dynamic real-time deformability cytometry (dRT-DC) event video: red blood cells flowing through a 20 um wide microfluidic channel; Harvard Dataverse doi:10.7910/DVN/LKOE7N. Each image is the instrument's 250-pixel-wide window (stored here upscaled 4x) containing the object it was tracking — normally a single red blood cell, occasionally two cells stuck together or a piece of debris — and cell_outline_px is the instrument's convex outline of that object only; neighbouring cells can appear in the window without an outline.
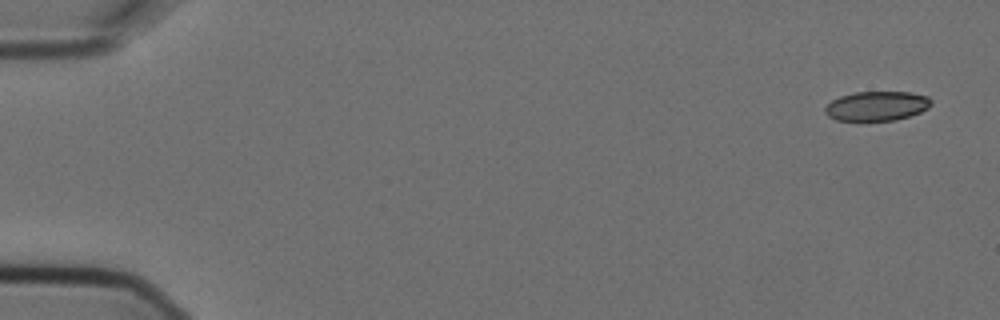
{"species": "Egyptian fruit bat (a non-hibernating species)", "species_latin": "Rousettus aegyptiacus", "temperature_condition": "cold", "stored_images_in_passage": 6, "camera_frame_rate_fps": 3000, "um_per_image_px": 0.085, "animal": {"sex": "female"}, "frame": {"image": 1, "passage_image": 1, "time_ms": 0.0, "image_size_px": [1000, 320], "cell_outline_px": [[932, 104], [928, 108], [920, 112], [896, 120], [860, 124], [836, 120], [828, 116], [824, 112], [824, 108], [832, 100], [840, 96], [856, 92], [908, 92], [928, 96], [932, 100]], "centroid_in_image_um": [74.48, 9.06], "position_along_channel_um": 10.5, "area_um2": 19.02}}
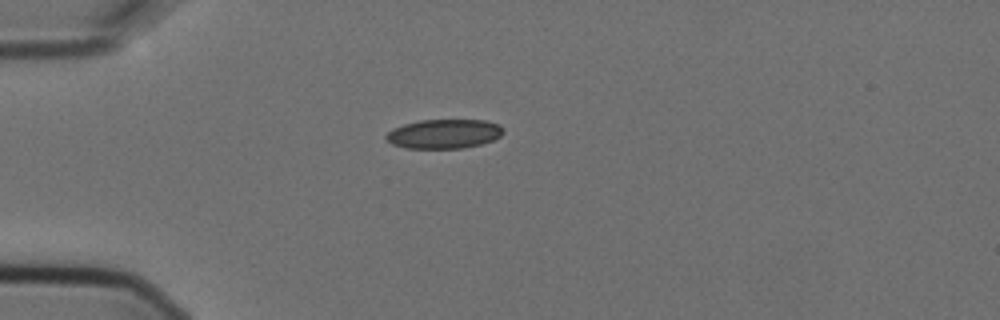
{"frame": {"image": 2, "passage_image": 4, "time_ms": 1.0, "image_size_px": [1000, 320], "cell_outline_px": [[504, 132], [500, 136], [492, 140], [480, 144], [460, 148], [404, 148], [392, 144], [384, 136], [392, 128], [404, 124], [420, 120], [484, 120], [500, 124], [504, 128]], "centroid_in_image_um": [37.74, 11.37], "position_along_channel_um": 47.3, "area_um2": 20.0}}
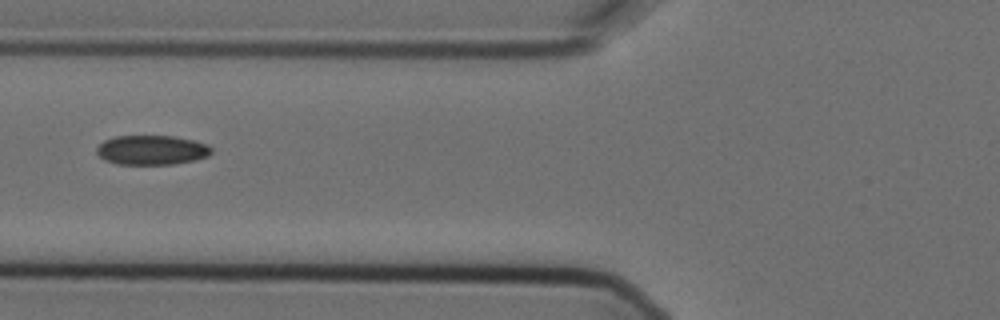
{"frame": {"image": 3, "passage_image": 6, "time_ms": 1.667, "image_size_px": [1000, 320], "cell_outline_px": [[212, 152], [208, 156], [196, 160], [172, 164], [116, 164], [104, 160], [96, 152], [96, 148], [104, 140], [116, 136], [172, 136], [192, 140], [208, 144], [212, 148]], "centroid_in_image_um": [12.9, 12.75], "position_along_channel_um": 112.9, "area_um2": 19.77}}